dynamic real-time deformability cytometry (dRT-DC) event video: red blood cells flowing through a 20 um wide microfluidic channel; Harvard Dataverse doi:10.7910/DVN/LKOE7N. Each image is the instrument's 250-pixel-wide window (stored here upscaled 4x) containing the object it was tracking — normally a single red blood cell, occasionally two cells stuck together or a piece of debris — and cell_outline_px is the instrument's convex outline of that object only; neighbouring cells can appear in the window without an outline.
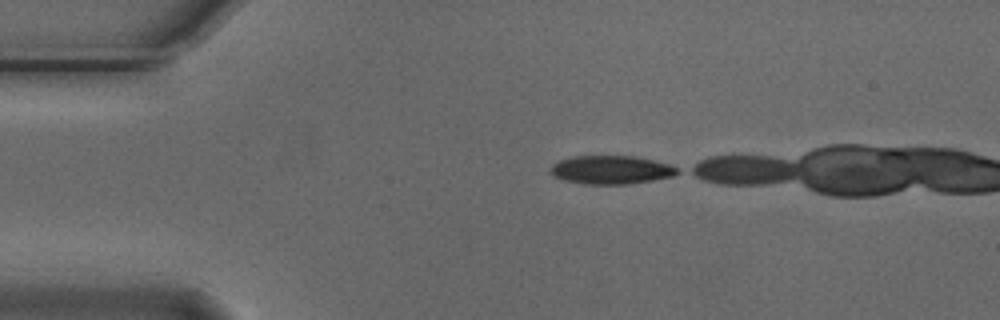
{"species": "Egyptian fruit bat (a non-hibernating species)", "species_latin": "Rousettus aegyptiacus", "temperature_condition": "cold", "stored_images_in_passage": 7, "camera_frame_rate_fps": 3000, "um_per_image_px": 0.085, "animal": {"sex": "male"}, "frame": {"image": 1, "passage_image": 1, "time_ms": 0.0, "image_size_px": [1000, 320], "cell_outline_px": [[680, 172], [672, 176], [652, 180], [628, 184], [584, 184], [564, 180], [548, 172], [548, 168], [552, 164], [560, 160], [572, 156], [636, 156], [668, 164], [676, 168]], "centroid_in_image_um": [51.89, 14.43], "position_along_channel_um": 33.1, "area_um2": 20.98}}